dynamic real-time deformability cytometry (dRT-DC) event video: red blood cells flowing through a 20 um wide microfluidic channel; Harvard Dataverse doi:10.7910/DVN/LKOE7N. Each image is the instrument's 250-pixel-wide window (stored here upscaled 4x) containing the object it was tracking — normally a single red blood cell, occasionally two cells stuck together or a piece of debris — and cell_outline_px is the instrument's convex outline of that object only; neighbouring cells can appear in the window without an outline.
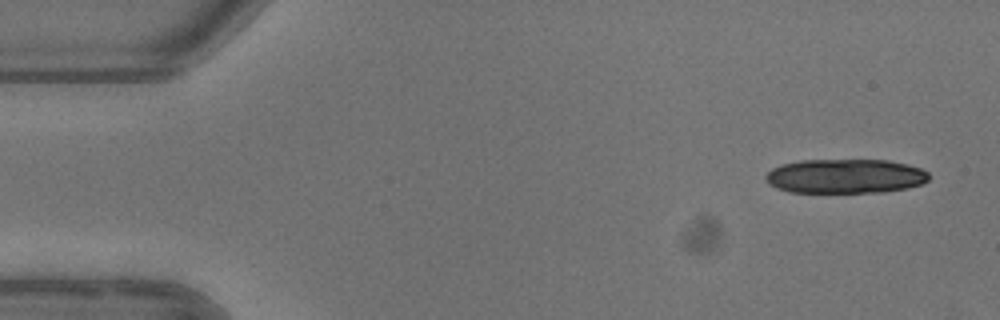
{"species": "common noctule bat (a hibernating species)", "species_latin": "Nyctalus noctula", "temperature_condition": "warm", "stored_images_in_passage": 4, "camera_frame_rate_fps": 3000, "um_per_image_px": 0.085, "animal": {"sex": "female"}, "frame": {"image": 1, "passage_image": 1, "time_ms": 0.0, "image_size_px": [1000, 320], "cell_outline_px": [[928, 180], [920, 184], [908, 188], [884, 192], [788, 192], [776, 188], [768, 184], [764, 176], [772, 168], [780, 164], [800, 160], [888, 160], [908, 164], [920, 168], [928, 172]], "centroid_in_image_um": [71.82, 14.97], "position_along_channel_um": 13.2, "area_um2": 32.89}}